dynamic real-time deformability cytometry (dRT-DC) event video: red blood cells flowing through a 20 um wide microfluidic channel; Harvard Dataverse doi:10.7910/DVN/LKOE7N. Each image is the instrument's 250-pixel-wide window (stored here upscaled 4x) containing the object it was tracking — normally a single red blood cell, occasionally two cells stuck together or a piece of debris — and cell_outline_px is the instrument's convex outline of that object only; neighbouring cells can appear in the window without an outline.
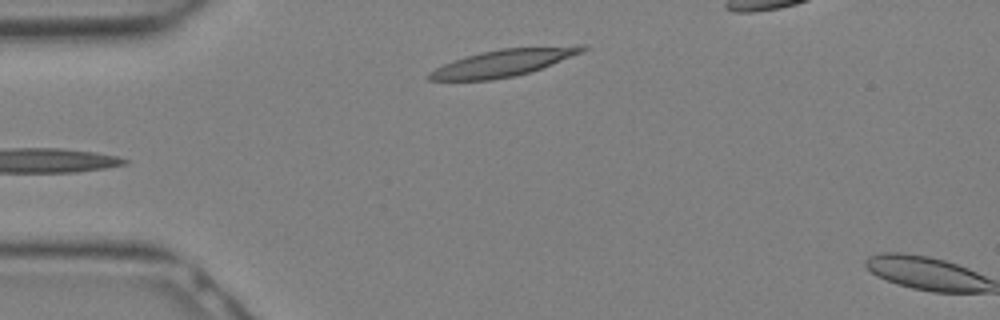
{"species": "Egyptian fruit bat (a non-hibernating species)", "species_latin": "Rousettus aegyptiacus", "temperature_condition": "warm", "stored_images_in_passage": 2, "camera_frame_rate_fps": 3000, "um_per_image_px": 0.085, "animal": {"sex": "female"}, "frame": {"image": 1, "passage_image": 1, "time_ms": 0.0, "image_size_px": [1000, 320], "cell_outline_px": [[588, 48], [580, 52], [552, 64], [516, 76], [492, 80], [428, 80], [428, 72], [452, 60], [480, 52], [500, 48], [576, 44], [588, 44]], "centroid_in_image_um": [42.81, 5.31], "position_along_channel_um": 42.2, "area_um2": 24.28}}